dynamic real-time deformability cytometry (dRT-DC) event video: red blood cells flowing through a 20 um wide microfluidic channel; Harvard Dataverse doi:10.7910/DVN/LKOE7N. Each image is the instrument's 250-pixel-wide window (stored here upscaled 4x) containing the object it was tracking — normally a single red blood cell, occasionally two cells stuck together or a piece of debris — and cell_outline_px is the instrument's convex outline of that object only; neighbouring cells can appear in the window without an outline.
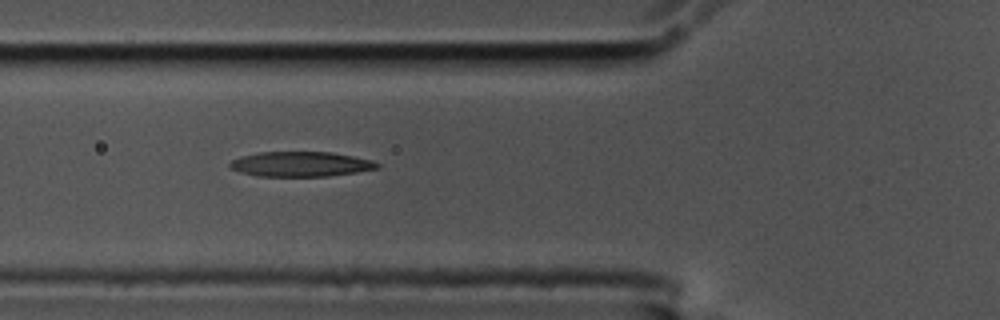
{"species": "common noctule bat (a hibernating species)", "species_latin": "Nyctalus noctula", "temperature_condition": "cold", "stored_images_in_passage": 39, "camera_frame_rate_fps": 3000, "um_per_image_px": 0.085, "animal": {"sex": "male", "body_mass_g": 17.5, "forearm_length_mm": 52.3}, "frame": {"image": 1, "passage_image": 9, "time_ms": 2.667, "image_size_px": [1000, 320], "cell_outline_px": [[380, 168], [356, 172], [328, 176], [256, 176], [240, 172], [232, 168], [228, 164], [232, 160], [240, 156], [256, 152], [332, 152], [372, 160], [380, 164]], "centroid_in_image_um": [25.55, 13.94], "position_along_channel_um": 100.2, "area_um2": 21.44}}
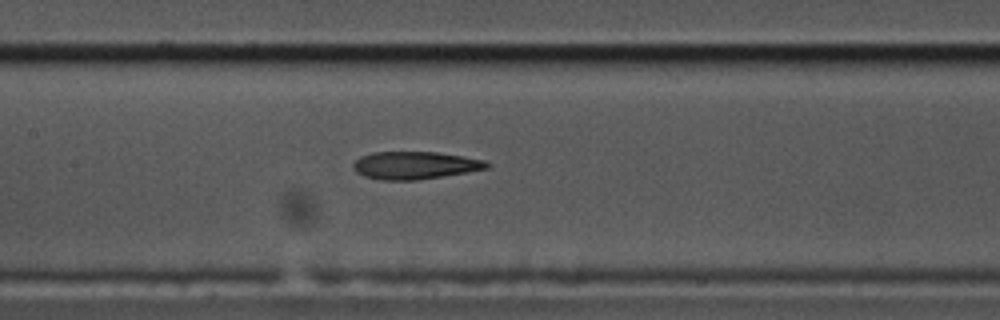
{"frame": {"image": 2, "passage_image": 15, "time_ms": 4.667, "image_size_px": [1000, 320], "cell_outline_px": [[492, 164], [488, 168], [416, 180], [380, 180], [364, 176], [356, 172], [352, 168], [352, 164], [360, 156], [372, 152], [436, 152], [484, 160]], "centroid_in_image_um": [35.21, 14.05], "position_along_channel_um": 172.2, "area_um2": 21.33}}
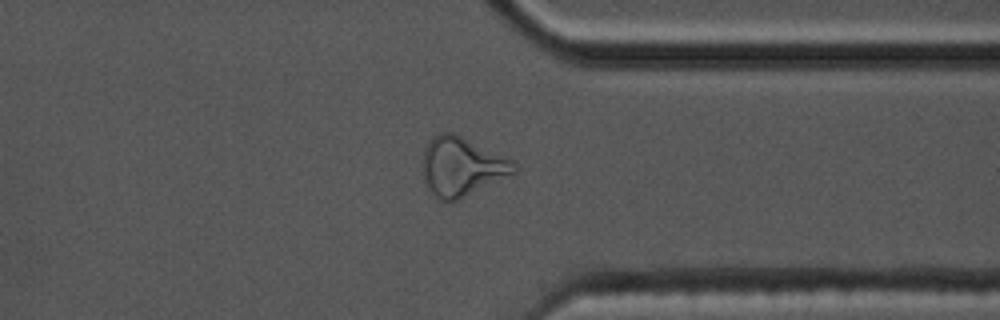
{"frame": {"image": 3, "passage_image": 32, "time_ms": 10.333, "image_size_px": [1000, 320], "cell_outline_px": [[516, 172], [456, 200], [444, 204], [432, 196], [420, 172], [424, 148], [428, 140], [432, 136], [440, 132], [456, 132], [512, 160], [516, 164]], "centroid_in_image_um": [39.16, 14.14], "position_along_channel_um": 372.2, "area_um2": 31.91}}